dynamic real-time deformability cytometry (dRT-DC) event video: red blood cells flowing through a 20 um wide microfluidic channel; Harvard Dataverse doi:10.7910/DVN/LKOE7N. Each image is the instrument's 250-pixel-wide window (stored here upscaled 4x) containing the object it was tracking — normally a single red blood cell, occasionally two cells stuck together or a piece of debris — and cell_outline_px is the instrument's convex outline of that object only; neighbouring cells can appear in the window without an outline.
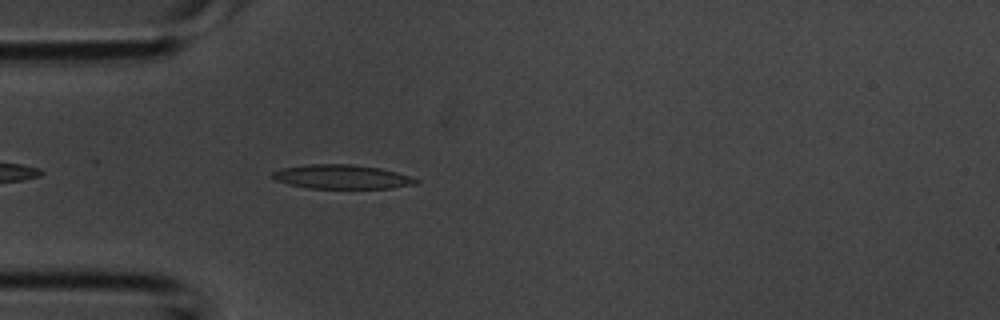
{"species": "common noctule bat (a hibernating species)", "species_latin": "Nyctalus noctula", "temperature_condition": "room temperature", "stored_images_in_passage": 3, "camera_frame_rate_fps": 3000, "um_per_image_px": 0.085, "animal": {"sex": "male", "body_mass_g": 20.1, "forearm_length_mm": 53.5}, "frame": {"image": 1, "passage_image": 3, "time_ms": 0.667, "image_size_px": [1000, 320], "cell_outline_px": [[420, 180], [416, 184], [392, 188], [308, 188], [288, 184], [276, 180], [272, 176], [272, 172], [284, 168], [308, 164], [352, 164], [380, 168], [412, 176]], "centroid_in_image_um": [29.1, 15.03], "position_along_channel_um": 55.9, "area_um2": 20.11}}